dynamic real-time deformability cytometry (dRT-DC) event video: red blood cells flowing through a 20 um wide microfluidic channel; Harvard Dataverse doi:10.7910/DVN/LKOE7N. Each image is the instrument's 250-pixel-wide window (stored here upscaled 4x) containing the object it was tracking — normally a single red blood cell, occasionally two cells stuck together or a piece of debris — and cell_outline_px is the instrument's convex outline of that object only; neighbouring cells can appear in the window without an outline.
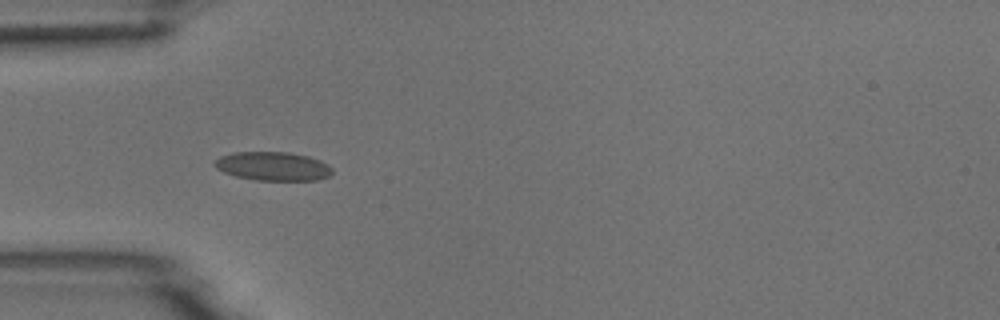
{"species": "common noctule bat (a hibernating species)", "species_latin": "Nyctalus noctula", "temperature_condition": "room temperature", "stored_images_in_passage": 6, "camera_frame_rate_fps": 3000, "um_per_image_px": 0.085, "animal": {"sex": "male", "body_mass_g": 18.8}, "frame": {"image": 1, "passage_image": 1, "time_ms": 0.0, "image_size_px": [1000, 320], "cell_outline_px": [[332, 172], [328, 176], [316, 180], [256, 180], [236, 176], [224, 172], [216, 168], [212, 164], [220, 156], [232, 152], [288, 152], [308, 156], [320, 160], [328, 164], [332, 168]], "centroid_in_image_um": [23.19, 14.12], "position_along_channel_um": 61.8, "area_um2": 19.71}}
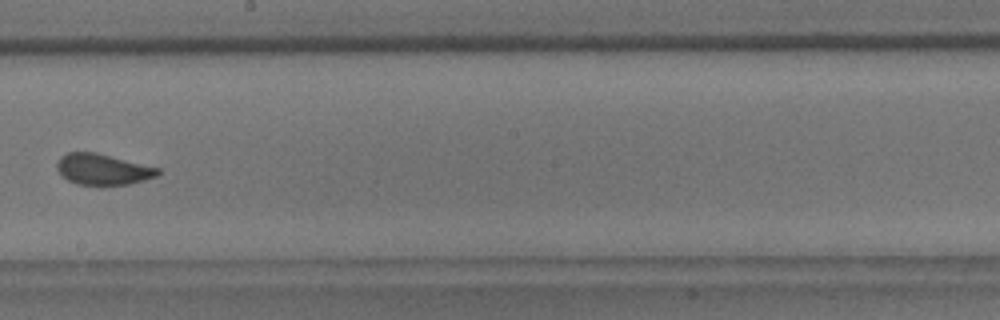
{"frame": {"image": 2, "passage_image": 5, "time_ms": 4.667, "image_size_px": [1000, 320], "cell_outline_px": [[160, 172], [156, 176], [144, 180], [128, 184], [76, 184], [68, 180], [56, 168], [56, 164], [60, 156], [68, 152], [96, 152], [160, 168]], "centroid_in_image_um": [8.73, 14.37], "position_along_channel_um": 239.5, "area_um2": 17.98}}
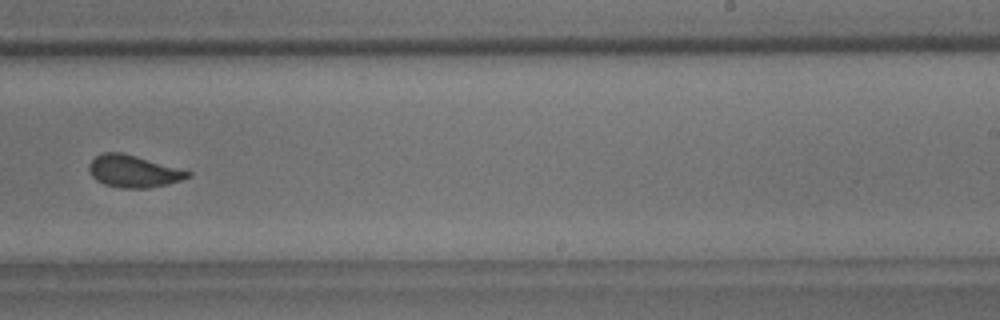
{"frame": {"image": 3, "passage_image": 6, "time_ms": 5.667, "image_size_px": [1000, 320], "cell_outline_px": [[192, 176], [168, 184], [148, 188], [120, 188], [104, 184], [96, 180], [88, 172], [88, 164], [96, 156], [104, 152], [120, 152], [136, 156], [192, 172]], "centroid_in_image_um": [11.31, 14.57], "position_along_channel_um": 277.7, "area_um2": 18.44}}